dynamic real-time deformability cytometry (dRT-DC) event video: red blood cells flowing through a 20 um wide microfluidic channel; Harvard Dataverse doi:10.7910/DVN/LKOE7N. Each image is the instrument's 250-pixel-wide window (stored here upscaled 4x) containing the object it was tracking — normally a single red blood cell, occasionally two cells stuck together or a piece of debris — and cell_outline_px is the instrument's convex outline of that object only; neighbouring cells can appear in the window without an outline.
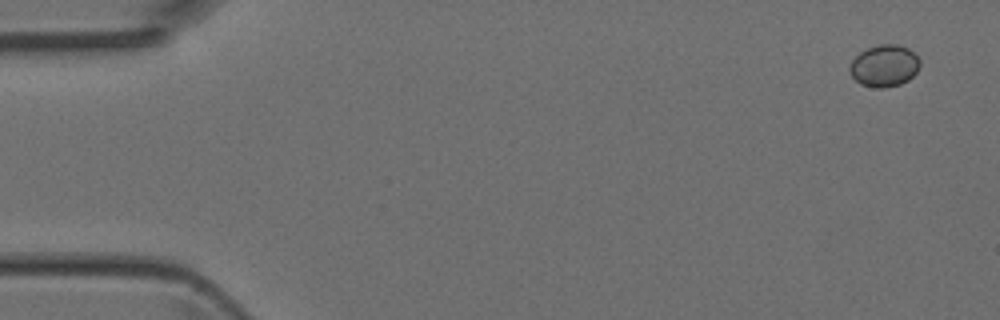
{"species": "Egyptian fruit bat (a non-hibernating species)", "species_latin": "Rousettus aegyptiacus", "temperature_condition": "room temperature", "stored_images_in_passage": 4, "camera_frame_rate_fps": 3000, "um_per_image_px": 0.085, "animal": {"sex": "female"}, "frame": {"image": 1, "passage_image": 1, "time_ms": 0.0, "image_size_px": [1000, 320], "cell_outline_px": [[920, 68], [908, 80], [900, 84], [884, 88], [876, 88], [860, 84], [848, 72], [848, 68], [852, 60], [860, 52], [868, 48], [880, 44], [896, 44], [908, 48], [920, 60]], "centroid_in_image_um": [75.15, 5.6], "position_along_channel_um": 9.8, "area_um2": 17.17}}